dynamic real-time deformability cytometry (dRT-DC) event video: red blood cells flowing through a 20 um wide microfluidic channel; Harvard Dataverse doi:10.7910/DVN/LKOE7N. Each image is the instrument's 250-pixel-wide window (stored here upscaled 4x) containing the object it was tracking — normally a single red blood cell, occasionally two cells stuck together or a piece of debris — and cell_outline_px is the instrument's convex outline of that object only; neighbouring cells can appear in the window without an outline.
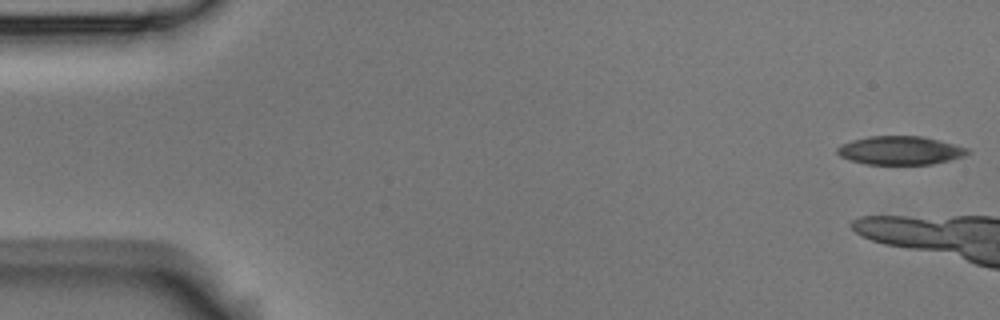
{"species": "Egyptian fruit bat (a non-hibernating species)", "species_latin": "Rousettus aegyptiacus", "temperature_condition": "room temperature", "stored_images_in_passage": 6, "camera_frame_rate_fps": 3000, "um_per_image_px": 0.085, "animal": {"sex": "male"}, "frame": {"image": 1, "passage_image": 1, "time_ms": 0.0, "image_size_px": [1000, 320], "cell_outline_px": [[968, 152], [964, 156], [932, 164], [864, 164], [840, 156], [836, 152], [836, 148], [852, 140], [868, 136], [924, 136], [940, 140], [968, 148]], "centroid_in_image_um": [76.51, 12.78], "position_along_channel_um": 8.5, "area_um2": 21.5}}